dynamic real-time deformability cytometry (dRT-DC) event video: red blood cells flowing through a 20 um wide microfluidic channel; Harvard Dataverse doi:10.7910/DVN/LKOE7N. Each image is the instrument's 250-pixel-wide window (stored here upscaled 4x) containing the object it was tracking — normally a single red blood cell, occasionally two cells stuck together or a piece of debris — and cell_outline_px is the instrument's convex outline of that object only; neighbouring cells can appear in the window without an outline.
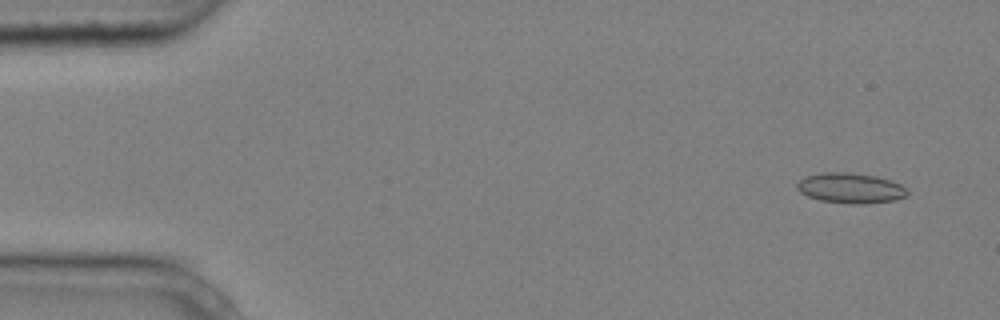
{"species": "common noctule bat (a hibernating species)", "species_latin": "Nyctalus noctula", "temperature_condition": "cold", "stored_images_in_passage": 5, "camera_frame_rate_fps": 3000, "um_per_image_px": 0.085, "animal": {"sex": "male", "body_mass_g": 20.4}, "frame": {"image": 1, "passage_image": 1, "time_ms": 0.0, "image_size_px": [1000, 320], "cell_outline_px": [[908, 196], [896, 200], [864, 204], [852, 204], [820, 200], [808, 196], [800, 192], [796, 188], [796, 184], [804, 176], [824, 172], [848, 172], [876, 176], [900, 184], [908, 188]], "centroid_in_image_um": [72.3, 15.99], "position_along_channel_um": 12.7, "area_um2": 19.59}}
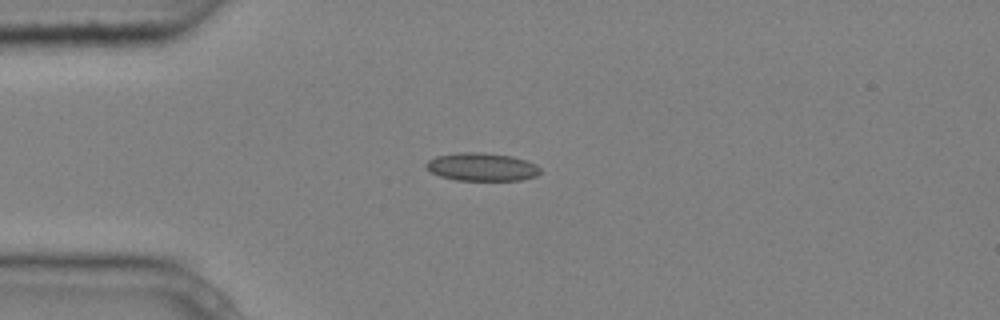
{"frame": {"image": 2, "passage_image": 4, "time_ms": 1.0, "image_size_px": [1000, 320], "cell_outline_px": [[540, 172], [536, 176], [520, 180], [456, 180], [440, 176], [432, 172], [424, 164], [428, 160], [436, 156], [460, 152], [476, 152], [512, 156], [536, 164], [540, 168]], "centroid_in_image_um": [40.95, 14.19], "position_along_channel_um": 44.1, "area_um2": 18.5}}
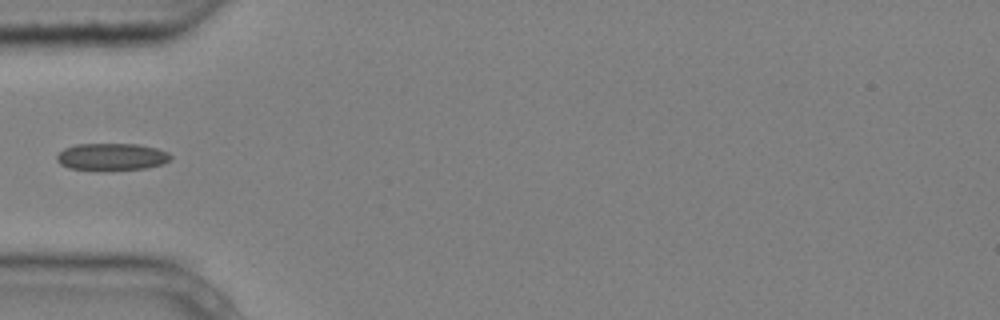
{"frame": {"image": 3, "passage_image": 5, "time_ms": 1.333, "image_size_px": [1000, 320], "cell_outline_px": [[172, 160], [160, 164], [144, 168], [68, 168], [60, 164], [56, 160], [56, 156], [64, 148], [76, 144], [136, 144], [156, 148], [168, 152], [172, 156]], "centroid_in_image_um": [9.5, 13.29], "position_along_channel_um": 75.5, "area_um2": 17.34}}